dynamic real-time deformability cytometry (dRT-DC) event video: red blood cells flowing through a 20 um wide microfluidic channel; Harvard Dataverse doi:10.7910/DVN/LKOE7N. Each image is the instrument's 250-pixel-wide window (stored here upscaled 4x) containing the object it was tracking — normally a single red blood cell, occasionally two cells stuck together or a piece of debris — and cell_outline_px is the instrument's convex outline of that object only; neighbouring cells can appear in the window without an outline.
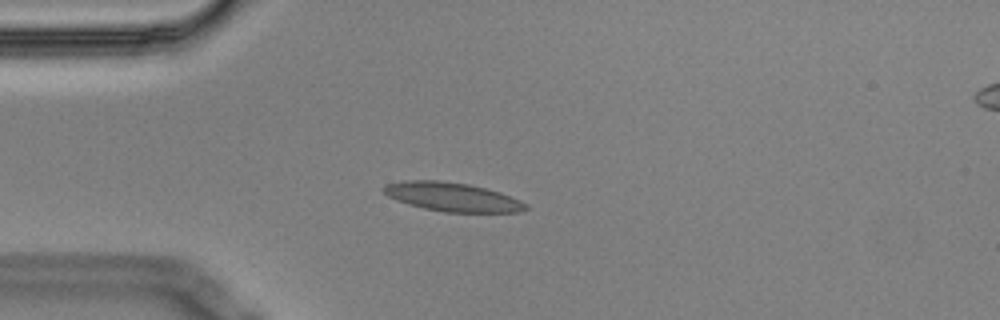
{"species": "Egyptian fruit bat (a non-hibernating species)", "species_latin": "Rousettus aegyptiacus", "temperature_condition": "cold", "stored_images_in_passage": 7, "camera_frame_rate_fps": 3000, "um_per_image_px": 0.085, "animal": {"sex": "male"}, "frame": {"image": 1, "passage_image": 2, "time_ms": 0.333, "image_size_px": [1000, 320], "cell_outline_px": [[528, 208], [520, 212], [444, 212], [424, 208], [408, 204], [396, 200], [388, 196], [380, 188], [384, 184], [404, 180], [436, 180], [468, 184], [500, 192], [520, 200], [528, 204]], "centroid_in_image_um": [38.42, 16.73], "position_along_channel_um": 46.6, "area_um2": 23.93}}
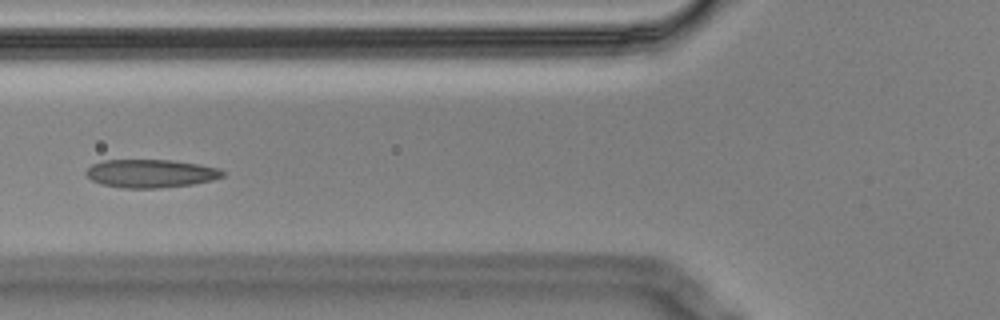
{"frame": {"image": 2, "passage_image": 4, "time_ms": 1.0, "image_size_px": [1000, 320], "cell_outline_px": [[224, 176], [212, 180], [192, 184], [156, 188], [120, 188], [100, 184], [92, 180], [84, 172], [92, 164], [104, 160], [172, 160], [220, 168], [224, 172]], "centroid_in_image_um": [12.79, 14.75], "position_along_channel_um": 113.0, "area_um2": 22.43}}
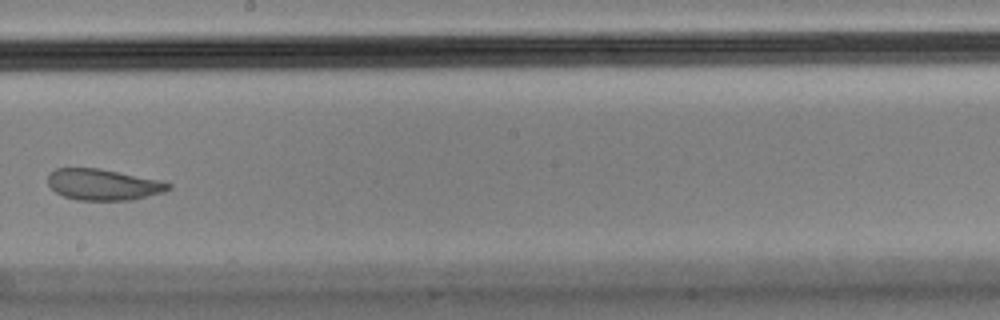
{"frame": {"image": 3, "passage_image": 7, "time_ms": 2.0, "image_size_px": [1000, 320], "cell_outline_px": [[172, 188], [164, 192], [132, 200], [76, 200], [64, 196], [56, 192], [48, 184], [48, 176], [56, 168], [100, 168], [160, 180], [172, 184]], "centroid_in_image_um": [8.8, 15.69], "position_along_channel_um": 239.4, "area_um2": 21.91}}